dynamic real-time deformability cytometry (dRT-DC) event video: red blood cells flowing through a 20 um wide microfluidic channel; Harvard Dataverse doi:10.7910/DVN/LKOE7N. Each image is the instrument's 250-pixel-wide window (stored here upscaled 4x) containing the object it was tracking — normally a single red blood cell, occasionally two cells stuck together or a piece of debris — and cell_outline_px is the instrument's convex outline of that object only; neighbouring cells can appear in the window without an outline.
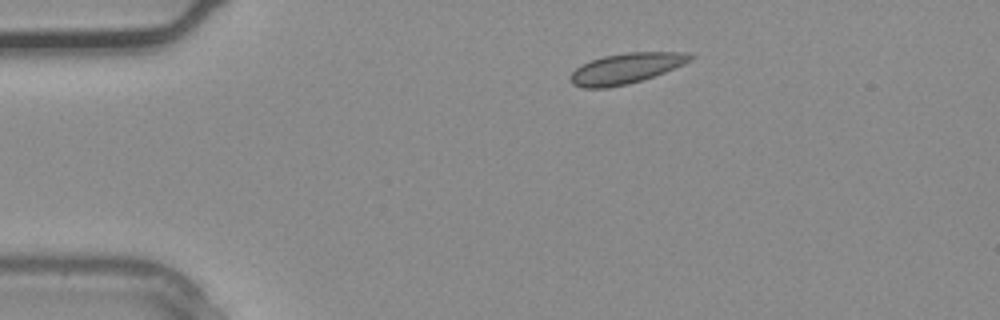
{"species": "common noctule bat (a hibernating species)", "species_latin": "Nyctalus noctula", "temperature_condition": "warm", "stored_images_in_passage": 2, "camera_frame_rate_fps": 3000, "um_per_image_px": 0.085, "animal": {"sex": "male", "body_mass_g": 20.4}, "frame": {"image": 1, "passage_image": 1, "time_ms": 0.0, "image_size_px": [1000, 320], "cell_outline_px": [[696, 56], [692, 60], [684, 64], [664, 72], [628, 84], [608, 88], [584, 88], [572, 84], [568, 80], [568, 76], [580, 64], [604, 56], [628, 52], [688, 52]], "centroid_in_image_um": [53.19, 5.81], "position_along_channel_um": 31.8, "area_um2": 21.39}}